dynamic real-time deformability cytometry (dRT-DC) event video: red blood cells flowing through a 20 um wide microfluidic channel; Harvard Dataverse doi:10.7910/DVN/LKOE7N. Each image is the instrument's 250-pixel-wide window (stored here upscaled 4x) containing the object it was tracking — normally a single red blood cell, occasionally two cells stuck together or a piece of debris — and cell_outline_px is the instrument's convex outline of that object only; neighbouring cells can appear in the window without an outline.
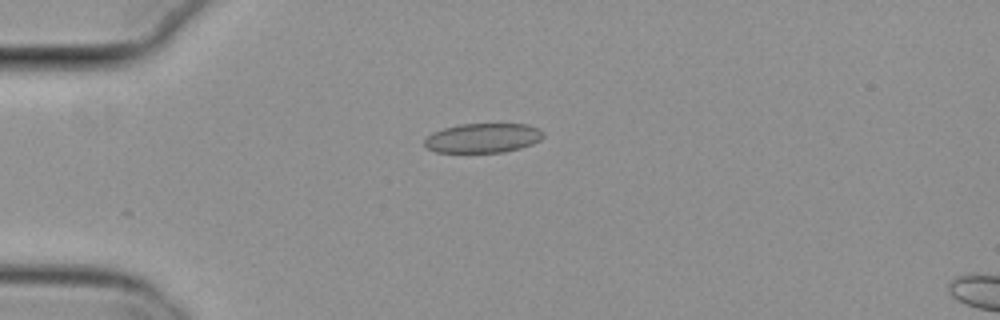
{"species": "common noctule bat (a hibernating species)", "species_latin": "Nyctalus noctula", "temperature_condition": "cold", "stored_images_in_passage": 43, "camera_frame_rate_fps": 3000, "um_per_image_px": 0.085, "animal": {"sex": "female", "body_mass_g": 29.2, "forearm_length_mm": 56.3}, "frame": {"image": 1, "passage_image": 15, "time_ms": 4.667, "image_size_px": [1000, 320], "cell_outline_px": [[544, 136], [540, 140], [532, 144], [520, 148], [504, 152], [436, 152], [428, 148], [424, 144], [424, 140], [432, 132], [444, 128], [460, 124], [528, 124], [540, 128], [544, 132]], "centroid_in_image_um": [41.08, 11.72], "position_along_channel_um": 43.9, "area_um2": 20.46}}
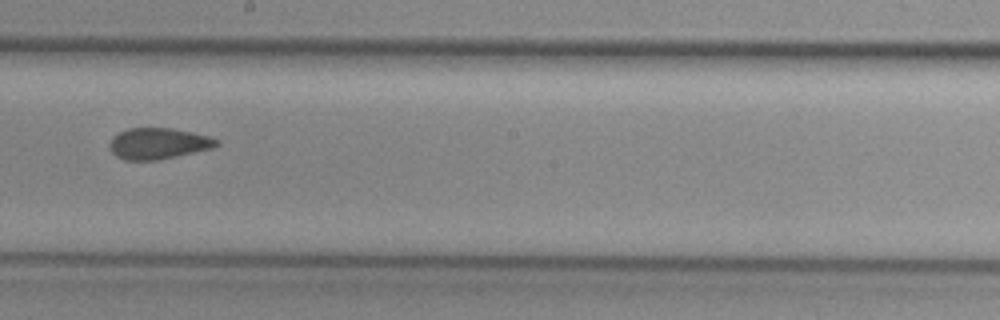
{"frame": {"image": 2, "passage_image": 32, "time_ms": 10.333, "image_size_px": [1000, 320], "cell_outline_px": [[220, 144], [212, 148], [160, 160], [124, 160], [116, 156], [108, 148], [108, 144], [112, 136], [128, 128], [172, 128], [192, 132], [208, 136], [220, 140]], "centroid_in_image_um": [13.43, 12.2], "position_along_channel_um": 234.8, "area_um2": 19.59}}
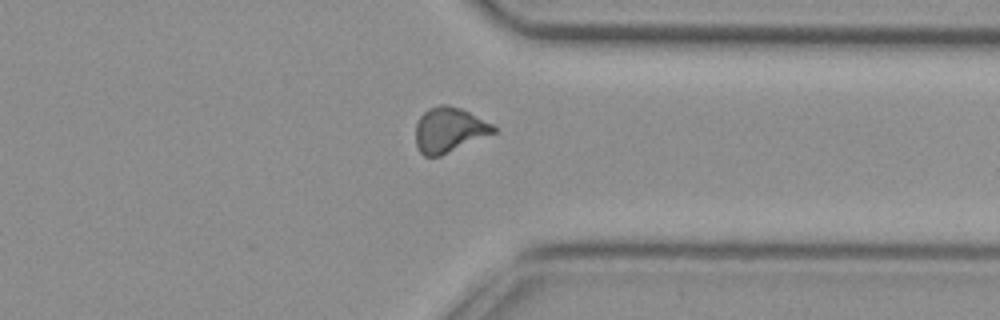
{"frame": {"image": 3, "passage_image": 43, "time_ms": 14.0, "image_size_px": [1000, 320], "cell_outline_px": [[496, 132], [440, 156], [424, 156], [420, 152], [416, 144], [416, 124], [420, 116], [428, 108], [440, 104], [444, 104], [460, 108], [492, 124], [496, 128]], "centroid_in_image_um": [38.15, 11.04], "position_along_channel_um": 373.3, "area_um2": 20.17}, "authors_computed_cell_mechanics": {"area_um2": 20.4612, "velocity_mm_per_s": 3.8166, "shape_relaxation_time_tau1_ms": null, "shape_relaxation_time_tau2_ms": 1.9528, "deformation_change_tau1": null, "deformation_change_tau2": 0.068}}